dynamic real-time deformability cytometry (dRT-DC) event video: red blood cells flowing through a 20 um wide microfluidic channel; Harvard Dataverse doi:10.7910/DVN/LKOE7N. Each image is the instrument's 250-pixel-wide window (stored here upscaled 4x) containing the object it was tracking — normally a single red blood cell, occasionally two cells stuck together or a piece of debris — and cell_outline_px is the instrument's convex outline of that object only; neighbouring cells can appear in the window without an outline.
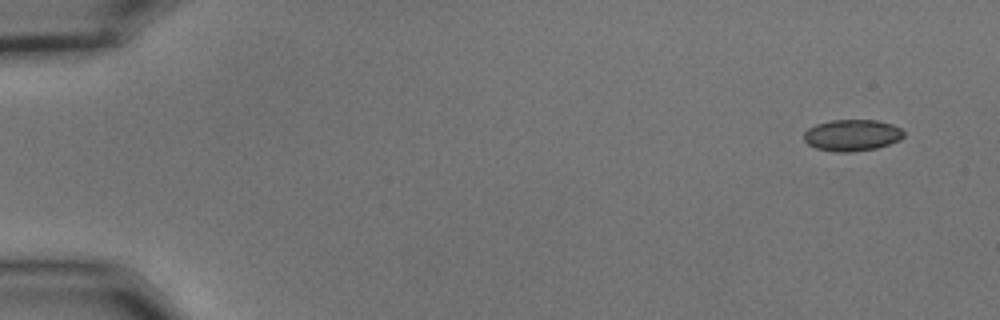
{"species": "common noctule bat (a hibernating species)", "species_latin": "Nyctalus noctula", "temperature_condition": "cold", "stored_images_in_passage": 12, "segment_of_instrument_passage": [2, 2], "camera_frame_rate_fps": 3000, "um_per_image_px": 0.085, "animal": {"sex": "male", "body_mass_g": 15.6}, "frame": {"image": 1, "passage_image": 12, "time_ms": 3.667, "image_size_px": [1000, 320], "cell_outline_px": [[904, 136], [900, 140], [876, 148], [852, 152], [836, 152], [816, 148], [808, 144], [804, 140], [804, 132], [808, 128], [816, 124], [832, 120], [876, 120], [892, 124], [900, 128], [904, 132]], "centroid_in_image_um": [72.42, 11.49], "position_along_channel_um": 12.6, "area_um2": 18.32}}